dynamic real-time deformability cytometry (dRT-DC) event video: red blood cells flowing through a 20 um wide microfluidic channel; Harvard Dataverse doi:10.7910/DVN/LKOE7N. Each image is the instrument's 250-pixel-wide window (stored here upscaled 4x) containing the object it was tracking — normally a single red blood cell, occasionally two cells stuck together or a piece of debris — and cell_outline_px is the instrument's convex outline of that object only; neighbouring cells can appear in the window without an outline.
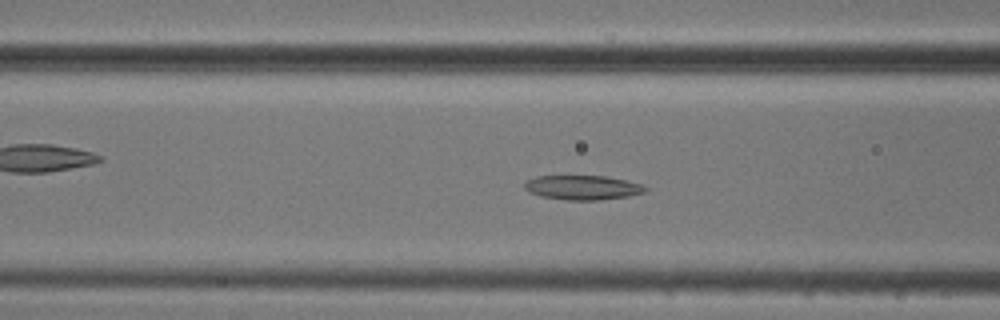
{"species": "common noctule bat (a hibernating species)", "species_latin": "Nyctalus noctula", "temperature_condition": "cold", "stored_images_in_passage": 39, "camera_frame_rate_fps": 3000, "um_per_image_px": 0.085, "animal": {"sex": "male", "body_mass_g": 20.5, "forearm_length_mm": 52.5}, "frame": {"image": 1, "passage_image": 6, "time_ms": 1.667, "image_size_px": [1000, 320], "cell_outline_px": [[648, 188], [644, 192], [628, 196], [600, 200], [568, 200], [540, 196], [528, 192], [524, 188], [524, 180], [536, 176], [604, 176], [644, 184]], "centroid_in_image_um": [49.49, 15.94], "position_along_channel_um": 117.1, "area_um2": 17.28}}
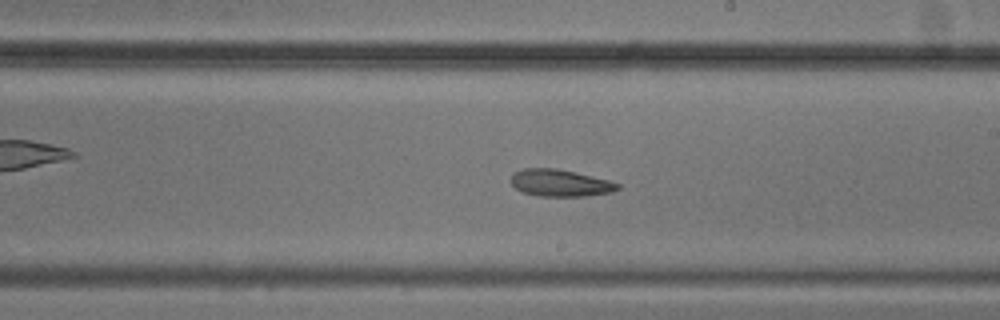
{"frame": {"image": 2, "passage_image": 16, "time_ms": 5.0, "image_size_px": [1000, 320], "cell_outline_px": [[620, 188], [612, 192], [588, 196], [540, 196], [524, 192], [516, 188], [512, 184], [512, 172], [524, 168], [556, 168], [576, 172], [608, 180], [620, 184]], "centroid_in_image_um": [47.63, 15.54], "position_along_channel_um": 241.4, "area_um2": 16.76}}
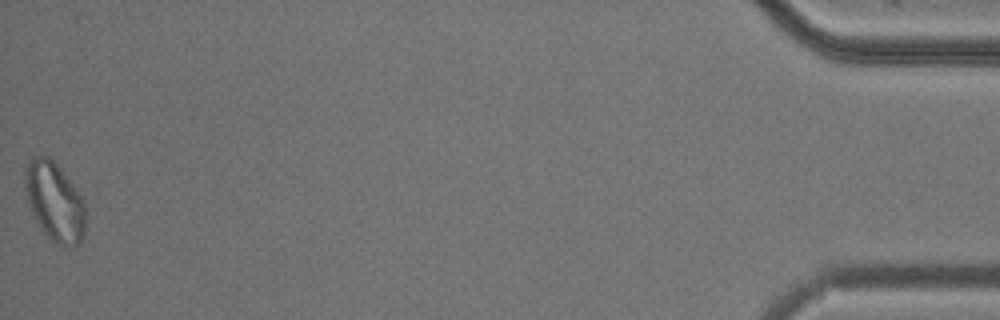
{"frame": {"image": 3, "passage_image": 39, "time_ms": 12.667, "image_size_px": [1000, 320], "cell_outline_px": [[84, 236], [76, 244], [68, 248], [56, 244], [48, 240], [32, 216], [28, 204], [24, 188], [24, 172], [32, 156], [48, 156], [60, 168], [84, 200]], "centroid_in_image_um": [4.6, 17.18], "position_along_channel_um": 430.6, "area_um2": 28.03}, "authors_computed_cell_mechanics": {"area_um2": 17.7446, "velocity_mm_per_s": 3.7234, "shape_relaxation_time_tau1_ms": 8.7624, "shape_relaxation_time_tau2_ms": 7.2847, "deformation_change_tau1": 0.1402, "deformation_change_tau2": 0.1601}}